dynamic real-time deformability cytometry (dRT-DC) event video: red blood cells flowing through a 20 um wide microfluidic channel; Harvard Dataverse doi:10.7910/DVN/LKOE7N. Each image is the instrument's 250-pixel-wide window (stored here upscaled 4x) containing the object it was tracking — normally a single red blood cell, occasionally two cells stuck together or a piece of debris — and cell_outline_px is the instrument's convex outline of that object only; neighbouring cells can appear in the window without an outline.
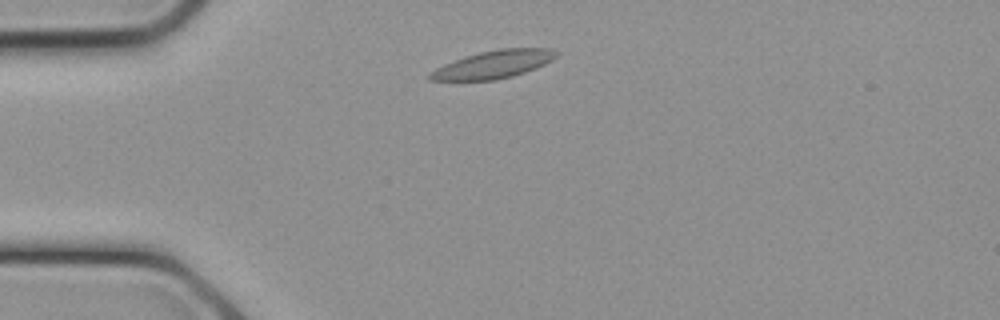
{"species": "common noctule bat (a hibernating species)", "species_latin": "Nyctalus noctula", "temperature_condition": "cold", "stored_images_in_passage": 5, "camera_frame_rate_fps": 3000, "um_per_image_px": 0.085, "animal": {"sex": "female", "body_mass_g": 21.9}, "frame": {"image": 1, "passage_image": 2, "time_ms": 0.333, "image_size_px": [1000, 320], "cell_outline_px": [[560, 52], [552, 60], [536, 68], [512, 76], [496, 80], [432, 80], [428, 76], [428, 72], [444, 64], [464, 56], [480, 52], [500, 48], [552, 48]], "centroid_in_image_um": [41.96, 5.46], "position_along_channel_um": 43.0, "area_um2": 20.46}}
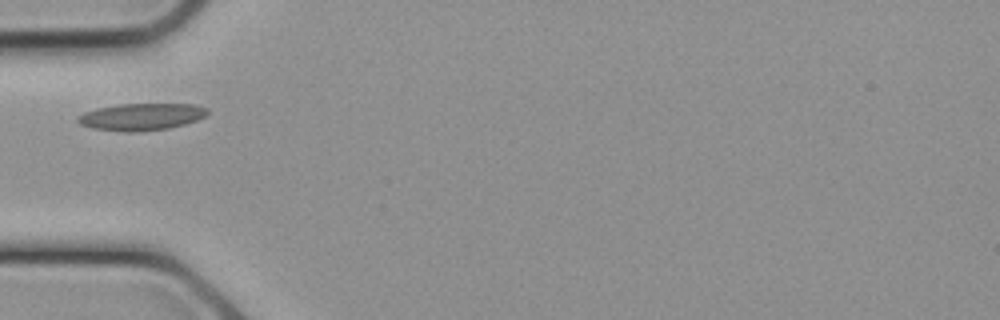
{"frame": {"image": 2, "passage_image": 4, "time_ms": 1.0, "image_size_px": [1000, 320], "cell_outline_px": [[208, 112], [204, 116], [196, 120], [184, 124], [168, 128], [140, 132], [124, 132], [92, 128], [80, 124], [76, 120], [76, 116], [84, 112], [96, 108], [120, 104], [196, 104], [208, 108]], "centroid_in_image_um": [11.98, 9.93], "position_along_channel_um": 73.0, "area_um2": 20.52}}